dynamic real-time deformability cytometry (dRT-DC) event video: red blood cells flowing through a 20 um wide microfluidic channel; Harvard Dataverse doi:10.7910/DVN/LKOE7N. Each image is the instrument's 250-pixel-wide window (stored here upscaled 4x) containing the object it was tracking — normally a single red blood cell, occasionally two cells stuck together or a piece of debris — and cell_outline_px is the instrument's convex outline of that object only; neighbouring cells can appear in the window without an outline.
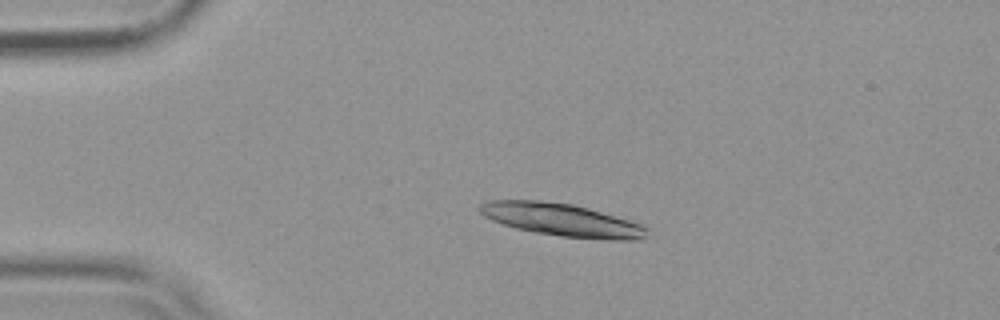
{"species": "common noctule bat (a hibernating species)", "species_latin": "Nyctalus noctula", "temperature_condition": "warm", "stored_images_in_passage": 53, "camera_frame_rate_fps": 3000, "um_per_image_px": 0.085, "animal": {"sex": "female", "body_mass_g": 19.9}, "frame": {"image": 1, "passage_image": 12, "time_ms": 3.667, "image_size_px": [1000, 320], "cell_outline_px": [[648, 228], [644, 236], [636, 240], [612, 240], [560, 236], [536, 232], [516, 228], [492, 220], [484, 216], [480, 212], [480, 204], [488, 200], [540, 200], [572, 204], [588, 208], [644, 224]], "centroid_in_image_um": [47.76, 18.68], "position_along_channel_um": 37.2, "area_um2": 31.67}}